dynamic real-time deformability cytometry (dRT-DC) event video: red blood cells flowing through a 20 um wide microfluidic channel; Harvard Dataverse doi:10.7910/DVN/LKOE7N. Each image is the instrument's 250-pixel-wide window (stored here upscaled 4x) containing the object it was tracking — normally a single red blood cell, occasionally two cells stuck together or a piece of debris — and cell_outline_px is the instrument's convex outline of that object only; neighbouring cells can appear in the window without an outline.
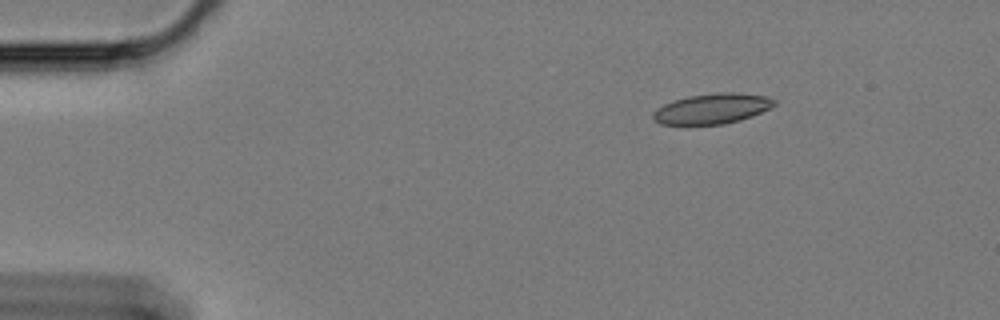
{"species": "Egyptian fruit bat (a non-hibernating species)", "species_latin": "Rousettus aegyptiacus", "temperature_condition": "cold", "stored_images_in_passage": 52, "camera_frame_rate_fps": 3000, "um_per_image_px": 0.085, "animal": {"sex": "female"}, "frame": {"image": 1, "passage_image": 1, "time_ms": 0.0, "image_size_px": [1000, 320], "cell_outline_px": [[776, 104], [752, 116], [740, 120], [724, 124], [660, 124], [652, 120], [652, 112], [656, 108], [664, 104], [688, 96], [720, 92], [732, 92], [768, 96], [776, 100]], "centroid_in_image_um": [60.51, 9.23], "position_along_channel_um": 24.5, "area_um2": 21.33}}
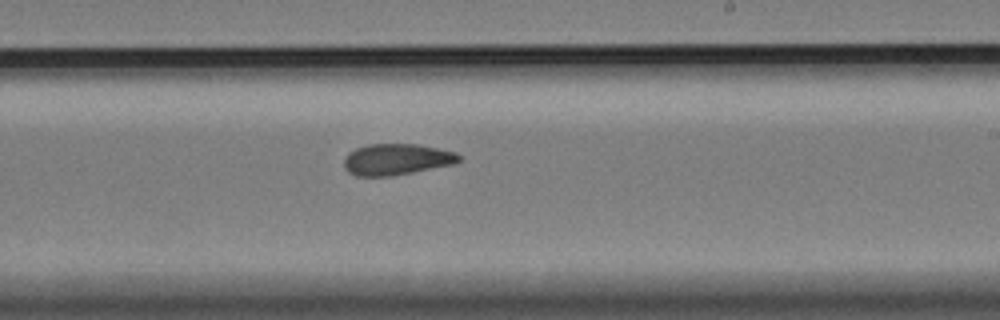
{"frame": {"image": 2, "passage_image": 28, "time_ms": 9.0, "image_size_px": [1000, 320], "cell_outline_px": [[460, 160], [456, 164], [392, 176], [356, 176], [348, 172], [344, 168], [344, 160], [348, 152], [356, 148], [368, 144], [416, 144], [456, 152], [460, 156]], "centroid_in_image_um": [33.7, 13.55], "position_along_channel_um": 255.3, "area_um2": 21.04}}
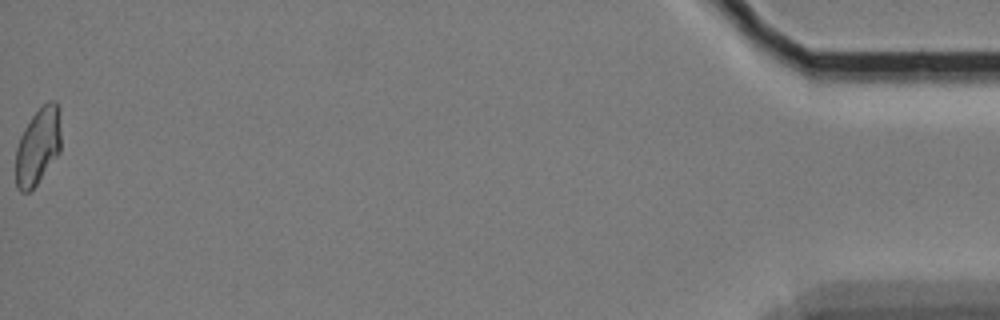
{"frame": {"image": 3, "passage_image": 52, "time_ms": 17.0, "image_size_px": [1000, 320], "cell_outline_px": [[60, 152], [36, 184], [28, 192], [20, 192], [16, 188], [16, 148], [20, 136], [24, 128], [32, 116], [48, 100], [56, 100], [60, 112]], "centroid_in_image_um": [3.23, 12.41], "position_along_channel_um": 432.0, "area_um2": 20.29}, "authors_computed_cell_mechanics": {"area_um2": 21.3282, "velocity_mm_per_s": 3.3749, "shape_relaxation_time_tau1_ms": null, "shape_relaxation_time_tau2_ms": 4.5821, "deformation_change_tau1": null, "deformation_change_tau2": 0.1095}}